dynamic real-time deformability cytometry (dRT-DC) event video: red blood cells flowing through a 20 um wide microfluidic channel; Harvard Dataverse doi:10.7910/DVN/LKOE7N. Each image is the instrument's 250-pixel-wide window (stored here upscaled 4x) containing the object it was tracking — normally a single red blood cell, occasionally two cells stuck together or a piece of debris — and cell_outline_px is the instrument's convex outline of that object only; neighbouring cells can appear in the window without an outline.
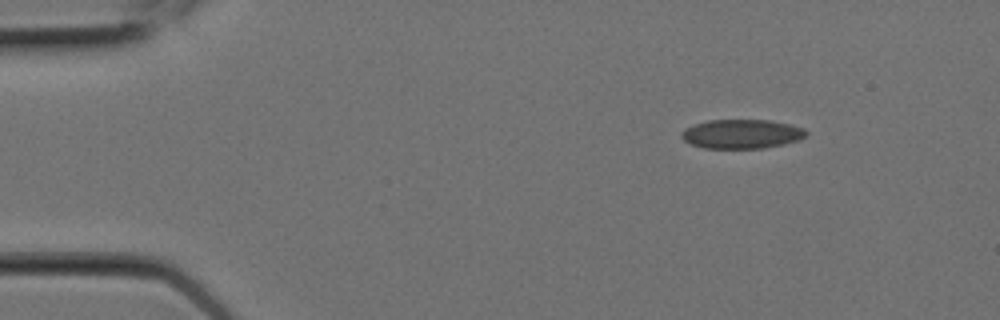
{"species": "Egyptian fruit bat (a non-hibernating species)", "species_latin": "Rousettus aegyptiacus", "temperature_condition": "room temperature", "stored_images_in_passage": 5, "camera_frame_rate_fps": 3000, "um_per_image_px": 0.085, "animal": {"sex": "female"}, "frame": {"image": 1, "passage_image": 1, "time_ms": 0.0, "image_size_px": [1000, 320], "cell_outline_px": [[808, 136], [800, 140], [784, 144], [764, 148], [704, 148], [692, 144], [684, 140], [680, 136], [680, 132], [684, 128], [692, 124], [708, 120], [768, 120], [788, 124], [804, 128], [808, 132]], "centroid_in_image_um": [63.04, 11.38], "position_along_channel_um": 22.0, "area_um2": 21.39}}
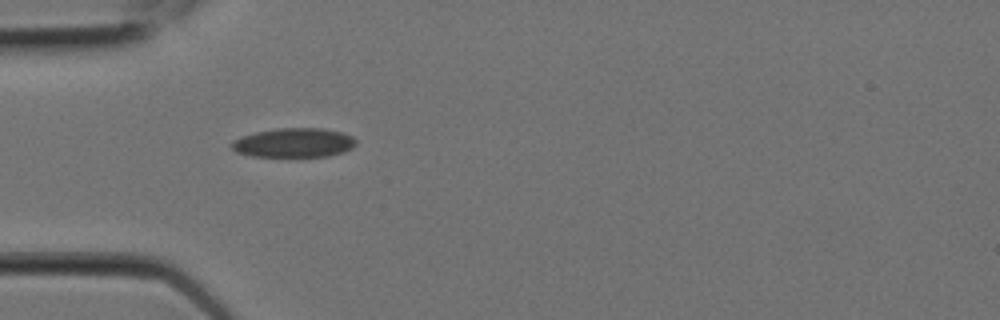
{"frame": {"image": 2, "passage_image": 4, "time_ms": 1.0, "image_size_px": [1000, 320], "cell_outline_px": [[356, 144], [352, 148], [344, 152], [328, 156], [288, 160], [252, 156], [236, 152], [232, 148], [232, 140], [240, 136], [256, 132], [276, 128], [324, 128], [344, 132], [352, 136], [356, 140]], "centroid_in_image_um": [24.98, 12.18], "position_along_channel_um": 60.0, "area_um2": 22.43}}
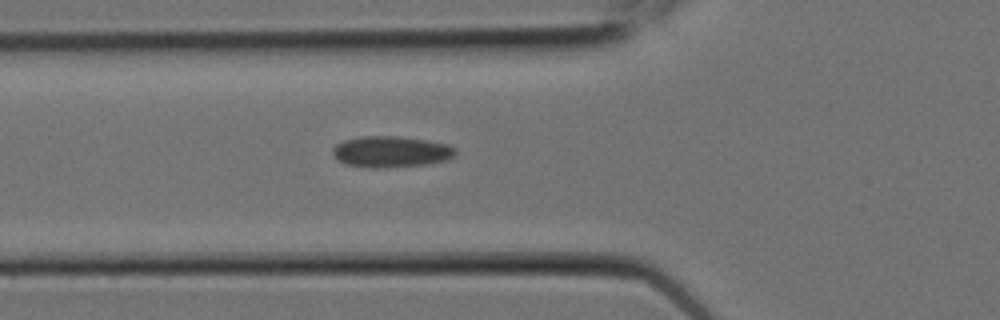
{"frame": {"image": 3, "passage_image": 5, "time_ms": 1.333, "image_size_px": [1000, 320], "cell_outline_px": [[456, 156], [444, 160], [424, 164], [388, 168], [372, 168], [348, 164], [336, 160], [332, 152], [332, 148], [336, 144], [344, 140], [360, 136], [396, 136], [424, 140], [448, 144], [456, 148]], "centroid_in_image_um": [33.21, 12.89], "position_along_channel_um": 92.6, "area_um2": 22.31}}